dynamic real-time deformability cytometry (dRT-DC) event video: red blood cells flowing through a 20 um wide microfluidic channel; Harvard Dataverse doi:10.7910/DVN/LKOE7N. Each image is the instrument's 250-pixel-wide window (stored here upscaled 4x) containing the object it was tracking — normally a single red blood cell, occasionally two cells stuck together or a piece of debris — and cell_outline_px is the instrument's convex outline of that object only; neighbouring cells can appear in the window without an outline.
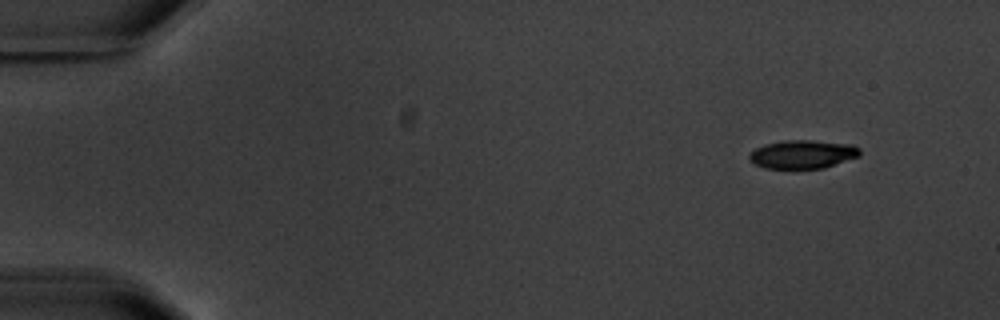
{"species": "common noctule bat (a hibernating species)", "species_latin": "Nyctalus noctula", "temperature_condition": "warm", "stored_images_in_passage": 5, "camera_frame_rate_fps": 3000, "um_per_image_px": 0.085, "animal": {"sex": "male", "body_mass_g": 20.1, "forearm_length_mm": 53.5}, "frame": {"image": 1, "passage_image": 1, "time_ms": 0.0, "image_size_px": [1000, 320], "cell_outline_px": [[860, 156], [824, 168], [764, 168], [748, 160], [748, 156], [756, 148], [764, 144], [784, 140], [812, 140], [852, 144], [860, 148]], "centroid_in_image_um": [68.24, 13.1], "position_along_channel_um": 16.8, "area_um2": 18.38}}
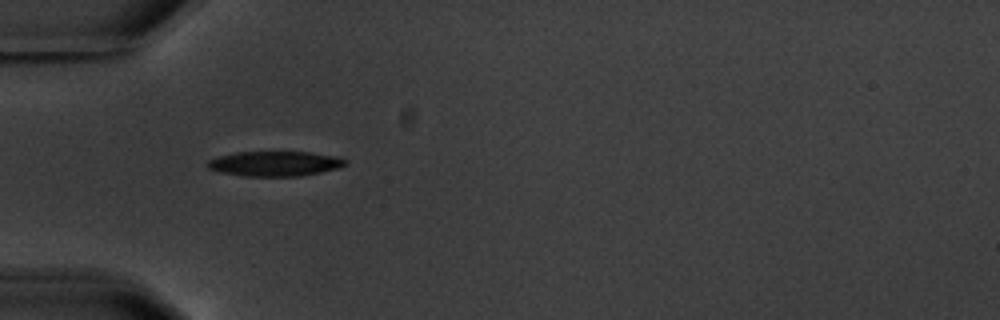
{"frame": {"image": 2, "passage_image": 4, "time_ms": 4.333, "image_size_px": [1000, 320], "cell_outline_px": [[348, 164], [340, 168], [300, 176], [244, 176], [216, 172], [208, 168], [208, 160], [220, 156], [236, 152], [312, 152], [340, 156], [348, 160]], "centroid_in_image_um": [23.43, 13.91], "position_along_channel_um": 61.6, "area_um2": 20.29}}
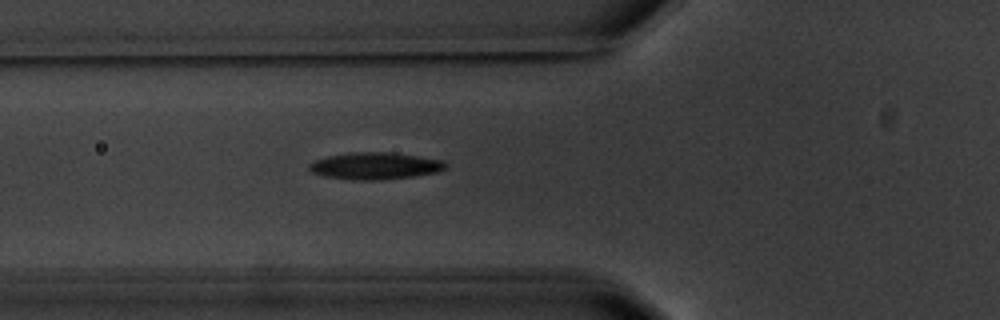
{"frame": {"image": 3, "passage_image": 5, "time_ms": 5.333, "image_size_px": [1000, 320], "cell_outline_px": [[448, 168], [440, 172], [412, 176], [376, 180], [348, 180], [324, 176], [312, 172], [308, 168], [308, 164], [316, 160], [328, 156], [356, 152], [392, 152], [444, 160], [448, 164]], "centroid_in_image_um": [31.93, 14.1], "position_along_channel_um": 93.9, "area_um2": 21.56}}